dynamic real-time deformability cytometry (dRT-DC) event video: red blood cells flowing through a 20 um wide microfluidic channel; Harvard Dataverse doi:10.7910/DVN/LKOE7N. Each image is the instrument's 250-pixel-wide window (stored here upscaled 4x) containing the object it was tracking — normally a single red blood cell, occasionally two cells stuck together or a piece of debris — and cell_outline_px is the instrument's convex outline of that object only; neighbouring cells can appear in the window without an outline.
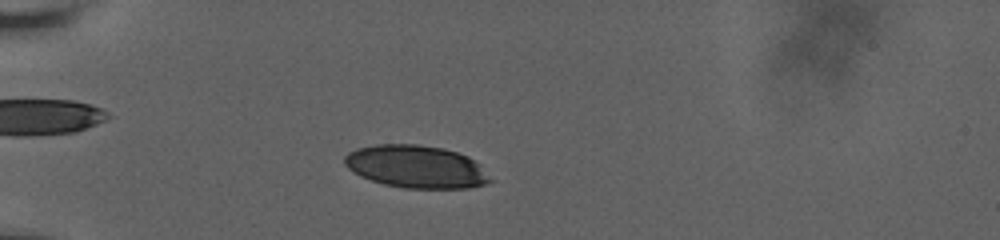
{"species": "human", "species_latin": "Homo sapiens", "temperature_condition": "room temperature", "stored_images_in_passage": 12, "camera_frame_rate_fps": 3000, "um_per_image_px": 0.085, "donor": {"sex": "male"}, "frame": {"image": 1, "passage_image": 4, "time_ms": 2.667, "image_size_px": [1000, 240], "cell_outline_px": [[492, 180], [484, 184], [468, 188], [404, 188], [384, 184], [360, 176], [352, 172], [344, 164], [344, 156], [348, 152], [356, 148], [376, 144], [416, 144], [444, 148], [468, 156], [476, 160]], "centroid_in_image_um": [35.34, 14.16], "position_along_channel_um": 49.7, "area_um2": 36.3}}
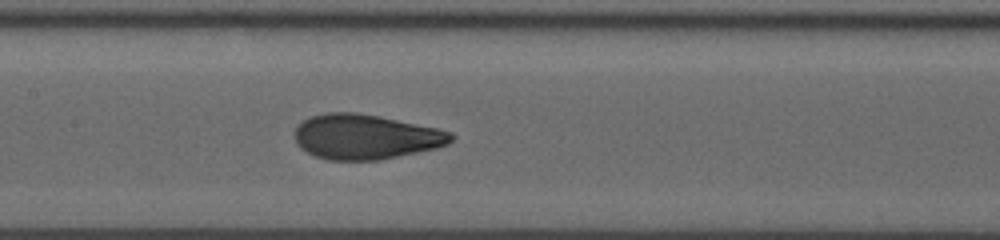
{"frame": {"image": 2, "passage_image": 9, "time_ms": 7.0, "image_size_px": [1000, 240], "cell_outline_px": [[456, 136], [448, 144], [436, 148], [380, 160], [328, 160], [316, 156], [300, 148], [296, 140], [296, 128], [304, 120], [312, 116], [324, 112], [356, 112], [380, 116], [436, 128], [452, 132]], "centroid_in_image_um": [31.1, 11.62], "position_along_channel_um": 176.3, "area_um2": 40.81}}
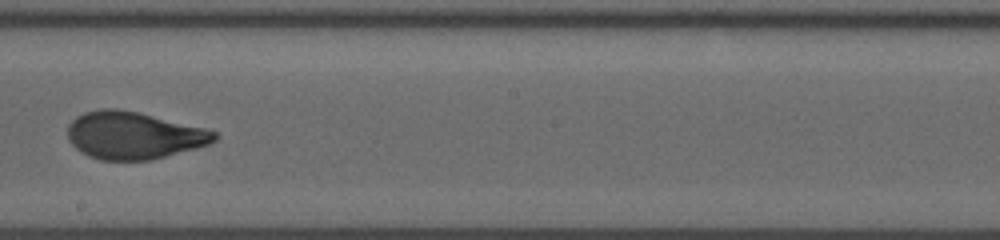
{"frame": {"image": 3, "passage_image": 11, "time_ms": 8.667, "image_size_px": [1000, 240], "cell_outline_px": [[220, 136], [216, 140], [208, 144], [196, 148], [152, 160], [100, 160], [88, 156], [80, 152], [68, 140], [68, 124], [76, 116], [84, 112], [100, 108], [116, 108], [136, 112], [204, 128], [216, 132]], "centroid_in_image_um": [11.33, 11.51], "position_along_channel_um": 236.9, "area_um2": 40.46}}